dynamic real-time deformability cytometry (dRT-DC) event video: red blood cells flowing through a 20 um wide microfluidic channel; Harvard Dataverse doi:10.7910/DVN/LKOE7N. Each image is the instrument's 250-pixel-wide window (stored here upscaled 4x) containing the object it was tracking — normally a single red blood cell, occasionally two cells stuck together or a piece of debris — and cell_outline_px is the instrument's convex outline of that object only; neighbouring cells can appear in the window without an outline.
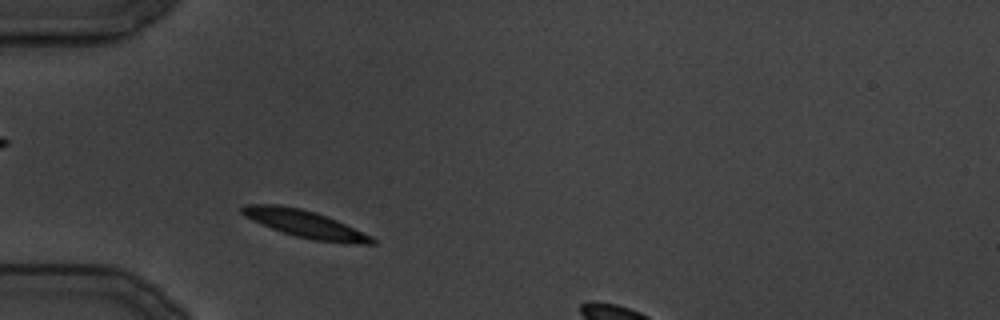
{"species": "common noctule bat (a hibernating species)", "species_latin": "Nyctalus noctula", "temperature_condition": "cold", "stored_images_in_passage": 9, "camera_frame_rate_fps": 3000, "um_per_image_px": 0.085, "animal": {"sex": "male", "body_mass_g": 19.5, "forearm_length_mm": 54.6}, "frame": {"image": 1, "passage_image": 2, "time_ms": 1.0, "image_size_px": [1000, 320], "cell_outline_px": [[376, 244], [360, 244], [312, 240], [296, 236], [272, 228], [252, 220], [244, 216], [240, 212], [240, 208], [244, 204], [280, 204], [300, 208], [316, 212], [336, 220], [372, 236], [376, 240]], "centroid_in_image_um": [25.91, 19.02], "position_along_channel_um": 59.1, "area_um2": 20.58}}
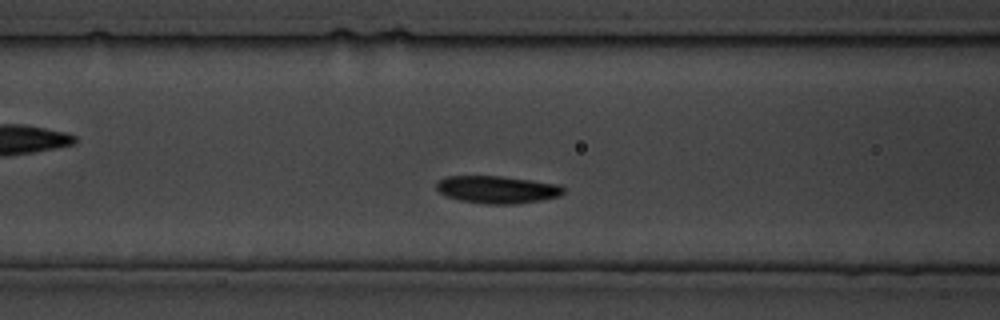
{"frame": {"image": 2, "passage_image": 6, "time_ms": 5.667, "image_size_px": [1000, 320], "cell_outline_px": [[564, 192], [560, 196], [540, 200], [516, 204], [484, 204], [460, 200], [448, 196], [440, 192], [436, 188], [436, 184], [440, 180], [448, 176], [500, 176], [560, 184], [564, 188]], "centroid_in_image_um": [42.29, 16.11], "position_along_channel_um": 124.3, "area_um2": 20.23}}
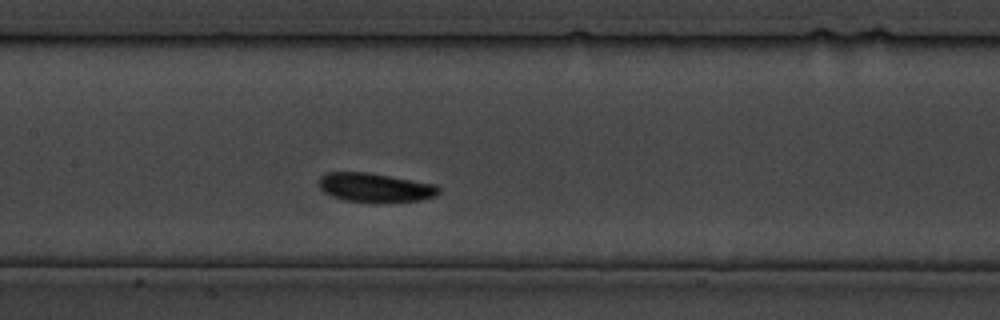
{"frame": {"image": 3, "passage_image": 9, "time_ms": 9.0, "image_size_px": [1000, 320], "cell_outline_px": [[440, 192], [436, 196], [420, 200], [388, 204], [372, 204], [344, 200], [332, 196], [324, 192], [320, 188], [320, 176], [324, 172], [368, 172], [436, 184], [440, 188]], "centroid_in_image_um": [31.91, 15.97], "position_along_channel_um": 175.5, "area_um2": 20.98}}